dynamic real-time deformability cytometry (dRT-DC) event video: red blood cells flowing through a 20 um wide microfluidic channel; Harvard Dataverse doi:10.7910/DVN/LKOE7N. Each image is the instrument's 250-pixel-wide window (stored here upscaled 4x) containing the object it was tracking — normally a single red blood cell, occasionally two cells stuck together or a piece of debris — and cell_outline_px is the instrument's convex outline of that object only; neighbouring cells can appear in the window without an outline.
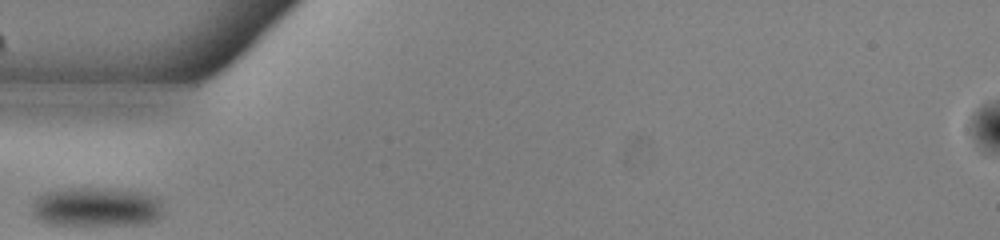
{"species": "common noctule bat (a hibernating species)", "species_latin": "Nyctalus noctula", "temperature_condition": "warm", "stored_images_in_passage": 25, "camera_frame_rate_fps": 3000, "um_per_image_px": 0.085, "animal": {"sex": "male", "body_mass_g": 13.0, "forearm_length_mm": 53.1}, "frame": {"image": 1, "passage_image": 1, "time_ms": 0.0, "image_size_px": [1000, 240], "cell_outline_px": [[164, 212], [152, 224], [48, 224], [40, 220], [32, 212], [32, 208], [36, 200], [44, 192], [64, 188], [104, 188], [148, 192], [156, 196], [160, 200]], "centroid_in_image_um": [8.28, 17.58], "position_along_channel_um": 76.7, "area_um2": 30.23}}
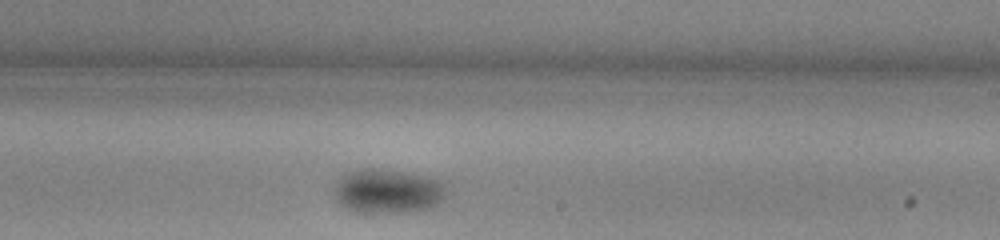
{"frame": {"image": 2, "passage_image": 15, "time_ms": 4.667, "image_size_px": [1000, 240], "cell_outline_px": [[448, 188], [444, 196], [436, 204], [428, 208], [396, 212], [356, 212], [348, 208], [336, 200], [332, 192], [336, 180], [340, 176], [348, 172], [360, 168], [380, 168], [428, 176], [444, 180]], "centroid_in_image_um": [32.94, 16.21], "position_along_channel_um": 256.1, "area_um2": 29.19}}
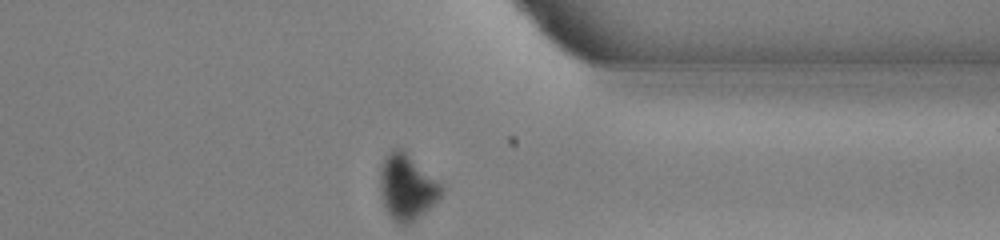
{"frame": {"image": 3, "passage_image": 25, "time_ms": 8.0, "image_size_px": [1000, 240], "cell_outline_px": [[444, 192], [420, 216], [408, 224], [400, 224], [392, 220], [384, 204], [380, 192], [380, 164], [388, 152], [392, 148], [404, 148], [444, 188]], "centroid_in_image_um": [34.56, 15.86], "position_along_channel_um": 376.8, "area_um2": 23.35}}